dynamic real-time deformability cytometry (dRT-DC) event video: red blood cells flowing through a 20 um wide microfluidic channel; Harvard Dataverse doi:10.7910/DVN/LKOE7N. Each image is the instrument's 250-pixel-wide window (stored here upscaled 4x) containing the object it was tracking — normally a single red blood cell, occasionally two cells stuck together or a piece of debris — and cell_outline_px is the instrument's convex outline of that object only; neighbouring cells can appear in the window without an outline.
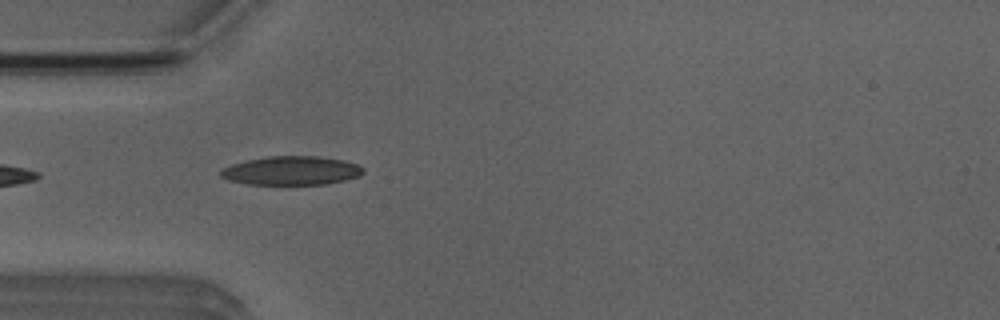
{"species": "Egyptian fruit bat (a non-hibernating species)", "species_latin": "Rousettus aegyptiacus", "temperature_condition": "room temperature", "stored_images_in_passage": 5, "camera_frame_rate_fps": 3000, "um_per_image_px": 0.085, "animal": {"sex": "male"}, "frame": {"image": 1, "passage_image": 4, "time_ms": 3.333, "image_size_px": [1000, 320], "cell_outline_px": [[364, 172], [360, 176], [344, 180], [324, 184], [248, 184], [228, 180], [220, 176], [220, 172], [224, 168], [232, 164], [248, 160], [268, 156], [320, 156], [344, 160], [356, 164], [364, 168]], "centroid_in_image_um": [24.79, 14.5], "position_along_channel_um": 60.2, "area_um2": 23.81}}